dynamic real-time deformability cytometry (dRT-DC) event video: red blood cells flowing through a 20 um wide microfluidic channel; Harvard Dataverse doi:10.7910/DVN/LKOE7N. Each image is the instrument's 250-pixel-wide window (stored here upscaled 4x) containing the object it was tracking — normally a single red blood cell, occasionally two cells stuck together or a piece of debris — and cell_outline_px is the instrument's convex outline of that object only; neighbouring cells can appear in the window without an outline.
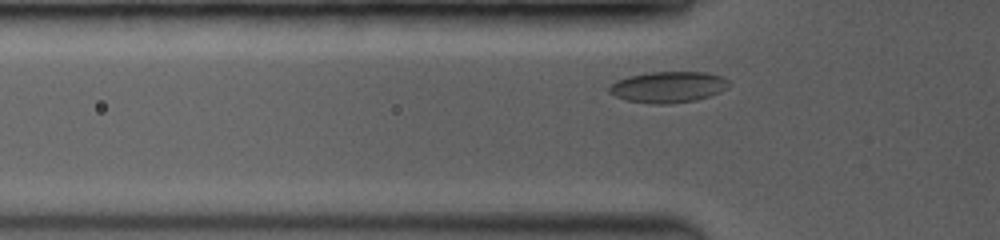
{"species": "common noctule bat (a hibernating species)", "species_latin": "Nyctalus noctula", "temperature_condition": "room temperature", "stored_images_in_passage": 35, "camera_frame_rate_fps": 3500, "um_per_image_px": 0.085, "animal": {"sex": "female", "body_mass_g": 19.0, "forearm_length_mm": 53.3}, "frame": {"image": 1, "passage_image": 2, "time_ms": 0.286, "image_size_px": [1000, 240], "cell_outline_px": [[732, 84], [728, 88], [720, 92], [696, 100], [668, 104], [656, 104], [624, 100], [608, 92], [608, 88], [616, 80], [628, 76], [648, 72], [704, 72], [720, 76], [728, 80]], "centroid_in_image_um": [56.79, 7.39], "position_along_channel_um": 69.0, "area_um2": 21.79}}
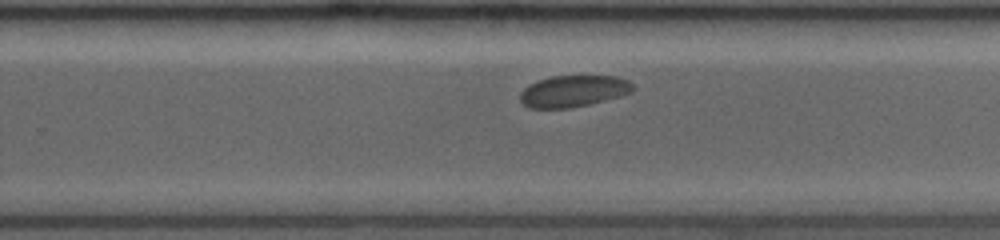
{"frame": {"image": 2, "passage_image": 21, "time_ms": 5.714, "image_size_px": [1000, 240], "cell_outline_px": [[636, 88], [632, 92], [620, 96], [588, 104], [568, 108], [528, 108], [520, 100], [520, 92], [528, 84], [536, 80], [552, 76], [616, 76], [628, 80]], "centroid_in_image_um": [48.72, 7.74], "position_along_channel_um": 281.1, "area_um2": 20.81}}
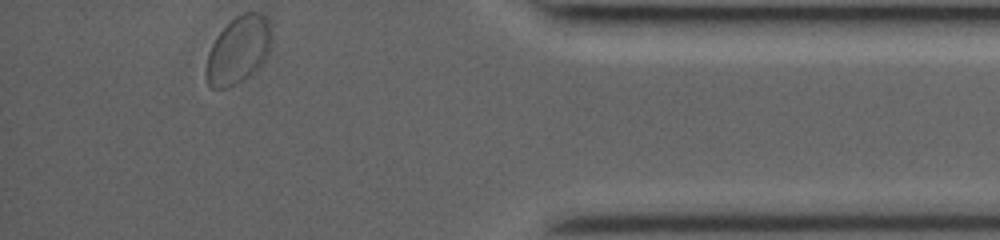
{"frame": {"image": 3, "passage_image": 35, "time_ms": 9.714, "image_size_px": [1000, 240], "cell_outline_px": [[272, 48], [260, 68], [244, 80], [228, 88], [212, 88], [208, 84], [208, 52], [216, 36], [236, 16], [244, 12], [260, 12], [268, 20], [272, 28]], "centroid_in_image_um": [20.34, 4.24], "position_along_channel_um": 414.9, "area_um2": 25.84}}